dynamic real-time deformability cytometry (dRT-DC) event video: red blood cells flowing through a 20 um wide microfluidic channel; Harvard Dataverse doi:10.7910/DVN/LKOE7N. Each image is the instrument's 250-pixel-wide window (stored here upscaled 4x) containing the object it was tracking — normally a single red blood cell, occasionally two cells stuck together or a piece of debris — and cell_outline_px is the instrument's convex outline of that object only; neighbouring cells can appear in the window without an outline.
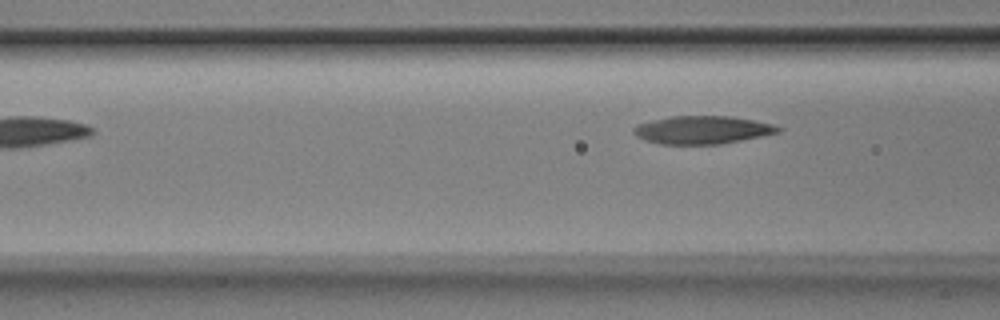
{"species": "Egyptian fruit bat (a non-hibernating species)", "species_latin": "Rousettus aegyptiacus", "temperature_condition": "room temperature", "stored_images_in_passage": 5, "camera_frame_rate_fps": 3000, "um_per_image_px": 0.085, "animal": {"sex": "male"}, "frame": {"image": 1, "passage_image": 5, "time_ms": 1.333, "image_size_px": [1000, 320], "cell_outline_px": [[784, 128], [780, 132], [720, 144], [660, 144], [644, 140], [636, 136], [632, 132], [632, 128], [636, 124], [652, 120], [672, 116], [732, 116], [772, 124]], "centroid_in_image_um": [59.66, 11.04], "position_along_channel_um": 106.9, "area_um2": 23.58}}